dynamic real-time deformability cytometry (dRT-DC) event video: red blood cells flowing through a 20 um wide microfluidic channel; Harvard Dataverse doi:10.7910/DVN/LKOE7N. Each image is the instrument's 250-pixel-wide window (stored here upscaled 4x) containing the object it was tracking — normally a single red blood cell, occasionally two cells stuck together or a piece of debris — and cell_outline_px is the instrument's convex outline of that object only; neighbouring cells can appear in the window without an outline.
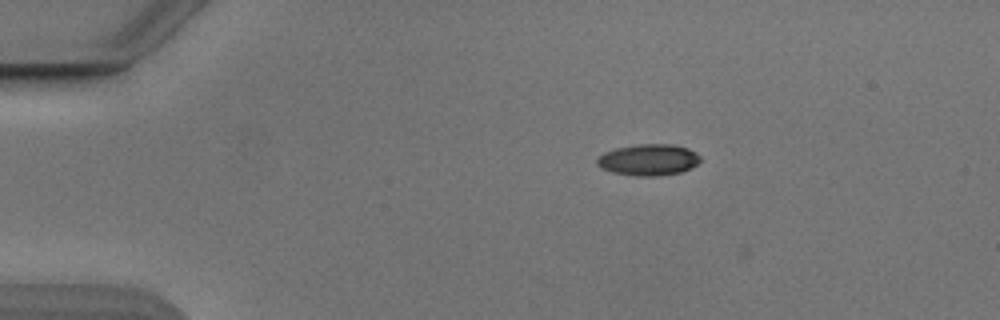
{"species": "Egyptian fruit bat (a non-hibernating species)", "species_latin": "Rousettus aegyptiacus", "temperature_condition": "cold", "stored_images_in_passage": 5, "camera_frame_rate_fps": 3000, "um_per_image_px": 0.085, "animal": {"sex": "male"}, "frame": {"image": 1, "passage_image": 4, "time_ms": 1.0, "image_size_px": [1000, 320], "cell_outline_px": [[700, 160], [696, 164], [680, 172], [656, 176], [640, 176], [612, 172], [600, 168], [596, 164], [596, 160], [604, 152], [616, 148], [640, 144], [672, 144], [688, 148], [696, 152], [700, 156]], "centroid_in_image_um": [55.1, 13.57], "position_along_channel_um": 29.9, "area_um2": 18.73}}